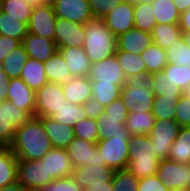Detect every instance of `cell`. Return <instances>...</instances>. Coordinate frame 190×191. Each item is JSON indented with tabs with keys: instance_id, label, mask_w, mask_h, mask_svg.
<instances>
[{
	"instance_id": "1",
	"label": "cell",
	"mask_w": 190,
	"mask_h": 191,
	"mask_svg": "<svg viewBox=\"0 0 190 191\" xmlns=\"http://www.w3.org/2000/svg\"><path fill=\"white\" fill-rule=\"evenodd\" d=\"M9 148L17 159L41 160L53 147L40 118L33 116L16 129Z\"/></svg>"
},
{
	"instance_id": "2",
	"label": "cell",
	"mask_w": 190,
	"mask_h": 191,
	"mask_svg": "<svg viewBox=\"0 0 190 191\" xmlns=\"http://www.w3.org/2000/svg\"><path fill=\"white\" fill-rule=\"evenodd\" d=\"M84 27L83 48L92 64L115 55L117 36L106 27L102 19H93L85 23Z\"/></svg>"
},
{
	"instance_id": "3",
	"label": "cell",
	"mask_w": 190,
	"mask_h": 191,
	"mask_svg": "<svg viewBox=\"0 0 190 191\" xmlns=\"http://www.w3.org/2000/svg\"><path fill=\"white\" fill-rule=\"evenodd\" d=\"M160 159L151 147L148 135L130 136L129 163L127 169L136 178H146L157 173Z\"/></svg>"
},
{
	"instance_id": "4",
	"label": "cell",
	"mask_w": 190,
	"mask_h": 191,
	"mask_svg": "<svg viewBox=\"0 0 190 191\" xmlns=\"http://www.w3.org/2000/svg\"><path fill=\"white\" fill-rule=\"evenodd\" d=\"M102 163L114 170L127 169L129 163L130 135H116L104 138L97 143Z\"/></svg>"
},
{
	"instance_id": "5",
	"label": "cell",
	"mask_w": 190,
	"mask_h": 191,
	"mask_svg": "<svg viewBox=\"0 0 190 191\" xmlns=\"http://www.w3.org/2000/svg\"><path fill=\"white\" fill-rule=\"evenodd\" d=\"M156 175L170 191H190V164L162 159Z\"/></svg>"
},
{
	"instance_id": "6",
	"label": "cell",
	"mask_w": 190,
	"mask_h": 191,
	"mask_svg": "<svg viewBox=\"0 0 190 191\" xmlns=\"http://www.w3.org/2000/svg\"><path fill=\"white\" fill-rule=\"evenodd\" d=\"M181 126L175 120H156L149 133L151 147L156 156L162 160L167 159L170 148L179 134Z\"/></svg>"
},
{
	"instance_id": "7",
	"label": "cell",
	"mask_w": 190,
	"mask_h": 191,
	"mask_svg": "<svg viewBox=\"0 0 190 191\" xmlns=\"http://www.w3.org/2000/svg\"><path fill=\"white\" fill-rule=\"evenodd\" d=\"M31 116L25 111L16 107L10 101L0 102V144L9 145L12 143L16 129L26 123Z\"/></svg>"
},
{
	"instance_id": "8",
	"label": "cell",
	"mask_w": 190,
	"mask_h": 191,
	"mask_svg": "<svg viewBox=\"0 0 190 191\" xmlns=\"http://www.w3.org/2000/svg\"><path fill=\"white\" fill-rule=\"evenodd\" d=\"M18 182L29 191H41L54 179L40 160L18 159Z\"/></svg>"
},
{
	"instance_id": "9",
	"label": "cell",
	"mask_w": 190,
	"mask_h": 191,
	"mask_svg": "<svg viewBox=\"0 0 190 191\" xmlns=\"http://www.w3.org/2000/svg\"><path fill=\"white\" fill-rule=\"evenodd\" d=\"M63 85L47 82L43 87L35 91V116L50 117L65 103Z\"/></svg>"
},
{
	"instance_id": "10",
	"label": "cell",
	"mask_w": 190,
	"mask_h": 191,
	"mask_svg": "<svg viewBox=\"0 0 190 191\" xmlns=\"http://www.w3.org/2000/svg\"><path fill=\"white\" fill-rule=\"evenodd\" d=\"M57 19L58 17L54 12L51 3L34 5L28 23V32L54 40Z\"/></svg>"
},
{
	"instance_id": "11",
	"label": "cell",
	"mask_w": 190,
	"mask_h": 191,
	"mask_svg": "<svg viewBox=\"0 0 190 191\" xmlns=\"http://www.w3.org/2000/svg\"><path fill=\"white\" fill-rule=\"evenodd\" d=\"M66 151L71 159L73 168L93 165L107 167L106 163H102V155L98 152L96 143H91L75 136L66 148Z\"/></svg>"
},
{
	"instance_id": "12",
	"label": "cell",
	"mask_w": 190,
	"mask_h": 191,
	"mask_svg": "<svg viewBox=\"0 0 190 191\" xmlns=\"http://www.w3.org/2000/svg\"><path fill=\"white\" fill-rule=\"evenodd\" d=\"M53 10L58 18L85 24L94 18L88 0H51Z\"/></svg>"
},
{
	"instance_id": "13",
	"label": "cell",
	"mask_w": 190,
	"mask_h": 191,
	"mask_svg": "<svg viewBox=\"0 0 190 191\" xmlns=\"http://www.w3.org/2000/svg\"><path fill=\"white\" fill-rule=\"evenodd\" d=\"M154 96L152 88L143 86L127 87L124 84L120 92V99L129 112H152Z\"/></svg>"
},
{
	"instance_id": "14",
	"label": "cell",
	"mask_w": 190,
	"mask_h": 191,
	"mask_svg": "<svg viewBox=\"0 0 190 191\" xmlns=\"http://www.w3.org/2000/svg\"><path fill=\"white\" fill-rule=\"evenodd\" d=\"M85 40L84 24H77L58 18L54 34L57 47H83Z\"/></svg>"
},
{
	"instance_id": "15",
	"label": "cell",
	"mask_w": 190,
	"mask_h": 191,
	"mask_svg": "<svg viewBox=\"0 0 190 191\" xmlns=\"http://www.w3.org/2000/svg\"><path fill=\"white\" fill-rule=\"evenodd\" d=\"M89 79L90 81L101 80V82L117 84L121 88L126 83V78L115 55L93 63L91 65Z\"/></svg>"
},
{
	"instance_id": "16",
	"label": "cell",
	"mask_w": 190,
	"mask_h": 191,
	"mask_svg": "<svg viewBox=\"0 0 190 191\" xmlns=\"http://www.w3.org/2000/svg\"><path fill=\"white\" fill-rule=\"evenodd\" d=\"M106 27L118 36L134 28V5L122 1L113 11L102 18Z\"/></svg>"
},
{
	"instance_id": "17",
	"label": "cell",
	"mask_w": 190,
	"mask_h": 191,
	"mask_svg": "<svg viewBox=\"0 0 190 191\" xmlns=\"http://www.w3.org/2000/svg\"><path fill=\"white\" fill-rule=\"evenodd\" d=\"M7 92V101L25 110L31 117L35 116V91L21 78L10 79Z\"/></svg>"
},
{
	"instance_id": "18",
	"label": "cell",
	"mask_w": 190,
	"mask_h": 191,
	"mask_svg": "<svg viewBox=\"0 0 190 191\" xmlns=\"http://www.w3.org/2000/svg\"><path fill=\"white\" fill-rule=\"evenodd\" d=\"M40 161L45 164L48 176L54 180L72 176L74 168L66 149L53 147Z\"/></svg>"
},
{
	"instance_id": "19",
	"label": "cell",
	"mask_w": 190,
	"mask_h": 191,
	"mask_svg": "<svg viewBox=\"0 0 190 191\" xmlns=\"http://www.w3.org/2000/svg\"><path fill=\"white\" fill-rule=\"evenodd\" d=\"M115 170L102 166H79L73 169L72 178L82 190L89 185L105 184L112 180Z\"/></svg>"
},
{
	"instance_id": "20",
	"label": "cell",
	"mask_w": 190,
	"mask_h": 191,
	"mask_svg": "<svg viewBox=\"0 0 190 191\" xmlns=\"http://www.w3.org/2000/svg\"><path fill=\"white\" fill-rule=\"evenodd\" d=\"M58 52L66 62L72 77H89L92 63L83 47H59Z\"/></svg>"
},
{
	"instance_id": "21",
	"label": "cell",
	"mask_w": 190,
	"mask_h": 191,
	"mask_svg": "<svg viewBox=\"0 0 190 191\" xmlns=\"http://www.w3.org/2000/svg\"><path fill=\"white\" fill-rule=\"evenodd\" d=\"M152 43L151 33L135 27L117 36V49L130 54H141Z\"/></svg>"
},
{
	"instance_id": "22",
	"label": "cell",
	"mask_w": 190,
	"mask_h": 191,
	"mask_svg": "<svg viewBox=\"0 0 190 191\" xmlns=\"http://www.w3.org/2000/svg\"><path fill=\"white\" fill-rule=\"evenodd\" d=\"M22 45L28 54V58L45 62L53 54L58 51V47L54 40L34 35L27 32L26 37L22 41Z\"/></svg>"
},
{
	"instance_id": "23",
	"label": "cell",
	"mask_w": 190,
	"mask_h": 191,
	"mask_svg": "<svg viewBox=\"0 0 190 191\" xmlns=\"http://www.w3.org/2000/svg\"><path fill=\"white\" fill-rule=\"evenodd\" d=\"M39 118L52 147L66 149L75 138L72 127L56 122L51 117L39 116Z\"/></svg>"
},
{
	"instance_id": "24",
	"label": "cell",
	"mask_w": 190,
	"mask_h": 191,
	"mask_svg": "<svg viewBox=\"0 0 190 191\" xmlns=\"http://www.w3.org/2000/svg\"><path fill=\"white\" fill-rule=\"evenodd\" d=\"M63 94L67 102L83 105L92 97L89 77H73L68 84L63 85Z\"/></svg>"
},
{
	"instance_id": "25",
	"label": "cell",
	"mask_w": 190,
	"mask_h": 191,
	"mask_svg": "<svg viewBox=\"0 0 190 191\" xmlns=\"http://www.w3.org/2000/svg\"><path fill=\"white\" fill-rule=\"evenodd\" d=\"M18 159L6 145L0 148V188L18 181Z\"/></svg>"
},
{
	"instance_id": "26",
	"label": "cell",
	"mask_w": 190,
	"mask_h": 191,
	"mask_svg": "<svg viewBox=\"0 0 190 191\" xmlns=\"http://www.w3.org/2000/svg\"><path fill=\"white\" fill-rule=\"evenodd\" d=\"M45 74L48 82L58 83L60 85L68 84L73 78L70 75V70L63 60L60 53L57 51L47 61L43 62Z\"/></svg>"
},
{
	"instance_id": "27",
	"label": "cell",
	"mask_w": 190,
	"mask_h": 191,
	"mask_svg": "<svg viewBox=\"0 0 190 191\" xmlns=\"http://www.w3.org/2000/svg\"><path fill=\"white\" fill-rule=\"evenodd\" d=\"M20 78L34 91H37L48 82L43 62L31 58L27 59Z\"/></svg>"
},
{
	"instance_id": "28",
	"label": "cell",
	"mask_w": 190,
	"mask_h": 191,
	"mask_svg": "<svg viewBox=\"0 0 190 191\" xmlns=\"http://www.w3.org/2000/svg\"><path fill=\"white\" fill-rule=\"evenodd\" d=\"M127 118L107 117L106 111L103 110L96 118L99 140L104 138H112L116 135H130L125 128Z\"/></svg>"
},
{
	"instance_id": "29",
	"label": "cell",
	"mask_w": 190,
	"mask_h": 191,
	"mask_svg": "<svg viewBox=\"0 0 190 191\" xmlns=\"http://www.w3.org/2000/svg\"><path fill=\"white\" fill-rule=\"evenodd\" d=\"M168 159L177 163L190 164V126L180 128L170 148Z\"/></svg>"
},
{
	"instance_id": "30",
	"label": "cell",
	"mask_w": 190,
	"mask_h": 191,
	"mask_svg": "<svg viewBox=\"0 0 190 191\" xmlns=\"http://www.w3.org/2000/svg\"><path fill=\"white\" fill-rule=\"evenodd\" d=\"M156 119L152 112H129L125 121V128L130 136L149 135Z\"/></svg>"
},
{
	"instance_id": "31",
	"label": "cell",
	"mask_w": 190,
	"mask_h": 191,
	"mask_svg": "<svg viewBox=\"0 0 190 191\" xmlns=\"http://www.w3.org/2000/svg\"><path fill=\"white\" fill-rule=\"evenodd\" d=\"M179 24H156L152 29L153 43L166 50L182 37Z\"/></svg>"
},
{
	"instance_id": "32",
	"label": "cell",
	"mask_w": 190,
	"mask_h": 191,
	"mask_svg": "<svg viewBox=\"0 0 190 191\" xmlns=\"http://www.w3.org/2000/svg\"><path fill=\"white\" fill-rule=\"evenodd\" d=\"M27 59L28 54L21 43L11 53L6 55L0 65L10 79H16L20 78L21 71L26 64Z\"/></svg>"
},
{
	"instance_id": "33",
	"label": "cell",
	"mask_w": 190,
	"mask_h": 191,
	"mask_svg": "<svg viewBox=\"0 0 190 191\" xmlns=\"http://www.w3.org/2000/svg\"><path fill=\"white\" fill-rule=\"evenodd\" d=\"M157 24H179L180 12L173 0H150Z\"/></svg>"
},
{
	"instance_id": "34",
	"label": "cell",
	"mask_w": 190,
	"mask_h": 191,
	"mask_svg": "<svg viewBox=\"0 0 190 191\" xmlns=\"http://www.w3.org/2000/svg\"><path fill=\"white\" fill-rule=\"evenodd\" d=\"M54 121L73 127L80 120L88 118L83 105L65 101L64 105L50 116Z\"/></svg>"
},
{
	"instance_id": "35",
	"label": "cell",
	"mask_w": 190,
	"mask_h": 191,
	"mask_svg": "<svg viewBox=\"0 0 190 191\" xmlns=\"http://www.w3.org/2000/svg\"><path fill=\"white\" fill-rule=\"evenodd\" d=\"M115 56L117 57L118 64L122 68L125 78H129L138 73L147 71L144 60L141 54H130L125 51L116 50Z\"/></svg>"
},
{
	"instance_id": "36",
	"label": "cell",
	"mask_w": 190,
	"mask_h": 191,
	"mask_svg": "<svg viewBox=\"0 0 190 191\" xmlns=\"http://www.w3.org/2000/svg\"><path fill=\"white\" fill-rule=\"evenodd\" d=\"M28 32V25L0 10V35L19 40L21 43Z\"/></svg>"
},
{
	"instance_id": "37",
	"label": "cell",
	"mask_w": 190,
	"mask_h": 191,
	"mask_svg": "<svg viewBox=\"0 0 190 191\" xmlns=\"http://www.w3.org/2000/svg\"><path fill=\"white\" fill-rule=\"evenodd\" d=\"M141 57L144 60L147 72L149 73L160 72L168 64L166 51L155 43L149 45L141 53Z\"/></svg>"
},
{
	"instance_id": "38",
	"label": "cell",
	"mask_w": 190,
	"mask_h": 191,
	"mask_svg": "<svg viewBox=\"0 0 190 191\" xmlns=\"http://www.w3.org/2000/svg\"><path fill=\"white\" fill-rule=\"evenodd\" d=\"M154 10L151 1L138 3L134 5V26L145 32H152L157 24L154 17Z\"/></svg>"
},
{
	"instance_id": "39",
	"label": "cell",
	"mask_w": 190,
	"mask_h": 191,
	"mask_svg": "<svg viewBox=\"0 0 190 191\" xmlns=\"http://www.w3.org/2000/svg\"><path fill=\"white\" fill-rule=\"evenodd\" d=\"M92 97L106 107L120 98L121 87L117 84L100 81H91Z\"/></svg>"
},
{
	"instance_id": "40",
	"label": "cell",
	"mask_w": 190,
	"mask_h": 191,
	"mask_svg": "<svg viewBox=\"0 0 190 191\" xmlns=\"http://www.w3.org/2000/svg\"><path fill=\"white\" fill-rule=\"evenodd\" d=\"M181 96L174 98L155 95L152 106V114L156 120H175V108Z\"/></svg>"
},
{
	"instance_id": "41",
	"label": "cell",
	"mask_w": 190,
	"mask_h": 191,
	"mask_svg": "<svg viewBox=\"0 0 190 191\" xmlns=\"http://www.w3.org/2000/svg\"><path fill=\"white\" fill-rule=\"evenodd\" d=\"M34 5L24 0H1V9L7 15L28 25Z\"/></svg>"
},
{
	"instance_id": "42",
	"label": "cell",
	"mask_w": 190,
	"mask_h": 191,
	"mask_svg": "<svg viewBox=\"0 0 190 191\" xmlns=\"http://www.w3.org/2000/svg\"><path fill=\"white\" fill-rule=\"evenodd\" d=\"M151 74L153 75L152 90L154 95H164V97L168 98L183 95V91L163 71Z\"/></svg>"
},
{
	"instance_id": "43",
	"label": "cell",
	"mask_w": 190,
	"mask_h": 191,
	"mask_svg": "<svg viewBox=\"0 0 190 191\" xmlns=\"http://www.w3.org/2000/svg\"><path fill=\"white\" fill-rule=\"evenodd\" d=\"M165 51L168 64L190 67V49L185 44L183 37L177 40Z\"/></svg>"
},
{
	"instance_id": "44",
	"label": "cell",
	"mask_w": 190,
	"mask_h": 191,
	"mask_svg": "<svg viewBox=\"0 0 190 191\" xmlns=\"http://www.w3.org/2000/svg\"><path fill=\"white\" fill-rule=\"evenodd\" d=\"M112 185L113 191H138L139 178L128 169L115 170Z\"/></svg>"
},
{
	"instance_id": "45",
	"label": "cell",
	"mask_w": 190,
	"mask_h": 191,
	"mask_svg": "<svg viewBox=\"0 0 190 191\" xmlns=\"http://www.w3.org/2000/svg\"><path fill=\"white\" fill-rule=\"evenodd\" d=\"M76 137L91 143L99 141L96 119L86 118L80 120L72 127Z\"/></svg>"
},
{
	"instance_id": "46",
	"label": "cell",
	"mask_w": 190,
	"mask_h": 191,
	"mask_svg": "<svg viewBox=\"0 0 190 191\" xmlns=\"http://www.w3.org/2000/svg\"><path fill=\"white\" fill-rule=\"evenodd\" d=\"M182 91L190 84V67L167 64L162 70Z\"/></svg>"
},
{
	"instance_id": "47",
	"label": "cell",
	"mask_w": 190,
	"mask_h": 191,
	"mask_svg": "<svg viewBox=\"0 0 190 191\" xmlns=\"http://www.w3.org/2000/svg\"><path fill=\"white\" fill-rule=\"evenodd\" d=\"M94 19H102L113 11L123 0H88Z\"/></svg>"
},
{
	"instance_id": "48",
	"label": "cell",
	"mask_w": 190,
	"mask_h": 191,
	"mask_svg": "<svg viewBox=\"0 0 190 191\" xmlns=\"http://www.w3.org/2000/svg\"><path fill=\"white\" fill-rule=\"evenodd\" d=\"M175 121L181 127L190 126V98L182 95L176 104Z\"/></svg>"
},
{
	"instance_id": "49",
	"label": "cell",
	"mask_w": 190,
	"mask_h": 191,
	"mask_svg": "<svg viewBox=\"0 0 190 191\" xmlns=\"http://www.w3.org/2000/svg\"><path fill=\"white\" fill-rule=\"evenodd\" d=\"M41 191H83V190L81 186L78 185L76 181L72 178V176H69L55 179Z\"/></svg>"
},
{
	"instance_id": "50",
	"label": "cell",
	"mask_w": 190,
	"mask_h": 191,
	"mask_svg": "<svg viewBox=\"0 0 190 191\" xmlns=\"http://www.w3.org/2000/svg\"><path fill=\"white\" fill-rule=\"evenodd\" d=\"M138 191H170L157 177L152 175L139 179Z\"/></svg>"
},
{
	"instance_id": "51",
	"label": "cell",
	"mask_w": 190,
	"mask_h": 191,
	"mask_svg": "<svg viewBox=\"0 0 190 191\" xmlns=\"http://www.w3.org/2000/svg\"><path fill=\"white\" fill-rule=\"evenodd\" d=\"M153 75L147 71L138 73L126 79L125 85L127 87H140L152 88L153 84Z\"/></svg>"
},
{
	"instance_id": "52",
	"label": "cell",
	"mask_w": 190,
	"mask_h": 191,
	"mask_svg": "<svg viewBox=\"0 0 190 191\" xmlns=\"http://www.w3.org/2000/svg\"><path fill=\"white\" fill-rule=\"evenodd\" d=\"M107 117L127 118L129 111L120 98L104 107Z\"/></svg>"
},
{
	"instance_id": "53",
	"label": "cell",
	"mask_w": 190,
	"mask_h": 191,
	"mask_svg": "<svg viewBox=\"0 0 190 191\" xmlns=\"http://www.w3.org/2000/svg\"><path fill=\"white\" fill-rule=\"evenodd\" d=\"M21 42L17 39L0 35V64L7 54L17 48Z\"/></svg>"
},
{
	"instance_id": "54",
	"label": "cell",
	"mask_w": 190,
	"mask_h": 191,
	"mask_svg": "<svg viewBox=\"0 0 190 191\" xmlns=\"http://www.w3.org/2000/svg\"><path fill=\"white\" fill-rule=\"evenodd\" d=\"M83 107L88 118L91 119H96L104 110V106L93 97L86 101Z\"/></svg>"
},
{
	"instance_id": "55",
	"label": "cell",
	"mask_w": 190,
	"mask_h": 191,
	"mask_svg": "<svg viewBox=\"0 0 190 191\" xmlns=\"http://www.w3.org/2000/svg\"><path fill=\"white\" fill-rule=\"evenodd\" d=\"M9 82H10V78L2 70L0 65V102L7 100V96H8L7 88L9 86Z\"/></svg>"
},
{
	"instance_id": "56",
	"label": "cell",
	"mask_w": 190,
	"mask_h": 191,
	"mask_svg": "<svg viewBox=\"0 0 190 191\" xmlns=\"http://www.w3.org/2000/svg\"><path fill=\"white\" fill-rule=\"evenodd\" d=\"M179 27L182 32H190V8L180 13Z\"/></svg>"
},
{
	"instance_id": "57",
	"label": "cell",
	"mask_w": 190,
	"mask_h": 191,
	"mask_svg": "<svg viewBox=\"0 0 190 191\" xmlns=\"http://www.w3.org/2000/svg\"><path fill=\"white\" fill-rule=\"evenodd\" d=\"M83 191H113L112 180L105 184L89 185Z\"/></svg>"
},
{
	"instance_id": "58",
	"label": "cell",
	"mask_w": 190,
	"mask_h": 191,
	"mask_svg": "<svg viewBox=\"0 0 190 191\" xmlns=\"http://www.w3.org/2000/svg\"><path fill=\"white\" fill-rule=\"evenodd\" d=\"M0 191H29V190L17 181L16 183L0 188Z\"/></svg>"
},
{
	"instance_id": "59",
	"label": "cell",
	"mask_w": 190,
	"mask_h": 191,
	"mask_svg": "<svg viewBox=\"0 0 190 191\" xmlns=\"http://www.w3.org/2000/svg\"><path fill=\"white\" fill-rule=\"evenodd\" d=\"M173 1L180 13L187 11L190 8V0H173Z\"/></svg>"
},
{
	"instance_id": "60",
	"label": "cell",
	"mask_w": 190,
	"mask_h": 191,
	"mask_svg": "<svg viewBox=\"0 0 190 191\" xmlns=\"http://www.w3.org/2000/svg\"><path fill=\"white\" fill-rule=\"evenodd\" d=\"M33 5H43L50 3L51 0H24Z\"/></svg>"
},
{
	"instance_id": "61",
	"label": "cell",
	"mask_w": 190,
	"mask_h": 191,
	"mask_svg": "<svg viewBox=\"0 0 190 191\" xmlns=\"http://www.w3.org/2000/svg\"><path fill=\"white\" fill-rule=\"evenodd\" d=\"M182 37L184 38L185 44L190 49V32H183Z\"/></svg>"
},
{
	"instance_id": "62",
	"label": "cell",
	"mask_w": 190,
	"mask_h": 191,
	"mask_svg": "<svg viewBox=\"0 0 190 191\" xmlns=\"http://www.w3.org/2000/svg\"><path fill=\"white\" fill-rule=\"evenodd\" d=\"M123 1L131 3L132 5H135V4H138V3L147 2L148 0H123Z\"/></svg>"
},
{
	"instance_id": "63",
	"label": "cell",
	"mask_w": 190,
	"mask_h": 191,
	"mask_svg": "<svg viewBox=\"0 0 190 191\" xmlns=\"http://www.w3.org/2000/svg\"><path fill=\"white\" fill-rule=\"evenodd\" d=\"M183 95L190 98V84L183 90Z\"/></svg>"
}]
</instances>
